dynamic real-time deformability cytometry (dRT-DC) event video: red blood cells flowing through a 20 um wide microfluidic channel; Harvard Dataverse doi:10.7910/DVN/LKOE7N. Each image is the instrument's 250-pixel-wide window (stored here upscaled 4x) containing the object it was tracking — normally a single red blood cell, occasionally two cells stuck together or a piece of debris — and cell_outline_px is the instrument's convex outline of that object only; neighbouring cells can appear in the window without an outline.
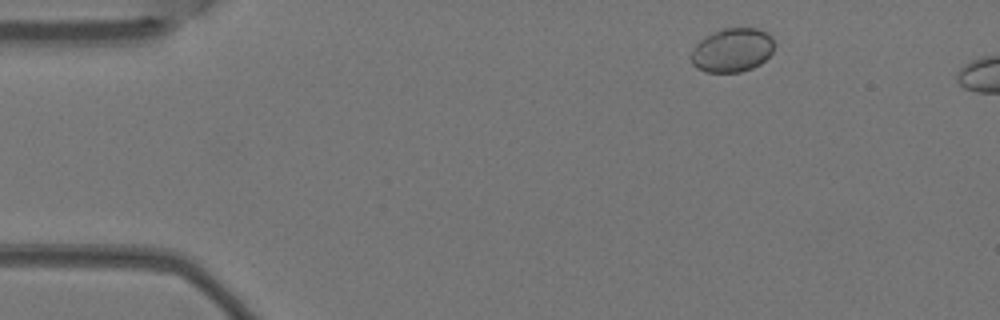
{"species": "Egyptian fruit bat (a non-hibernating species)", "species_latin": "Rousettus aegyptiacus", "temperature_condition": "warm", "stored_images_in_passage": 12, "camera_frame_rate_fps": 3000, "um_per_image_px": 0.085, "animal": {"sex": "female"}, "frame": {"image": 1, "passage_image": 1, "time_ms": 0.0, "image_size_px": [1000, 320], "cell_outline_px": [[776, 44], [772, 52], [760, 64], [752, 68], [740, 72], [704, 72], [696, 68], [692, 64], [692, 52], [696, 44], [700, 40], [724, 28], [756, 28], [768, 32], [772, 36]], "centroid_in_image_um": [62.28, 4.26], "position_along_channel_um": 22.7, "area_um2": 21.27}}
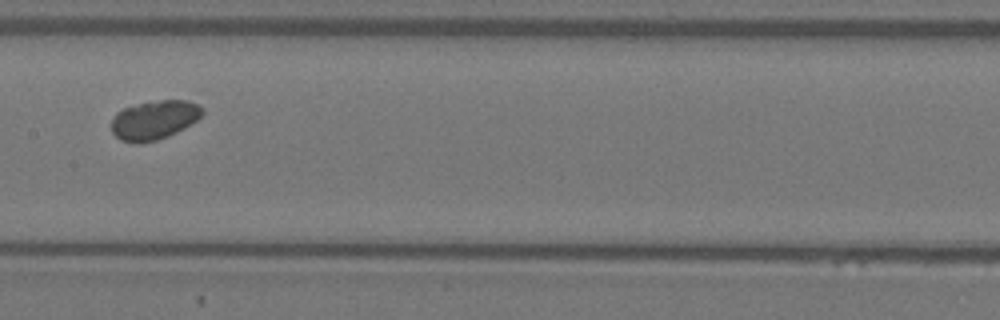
{"frame": {"image": 2, "passage_image": 6, "time_ms": 1.667, "image_size_px": [1000, 320], "cell_outline_px": [[204, 112], [196, 120], [184, 128], [168, 136], [156, 140], [140, 144], [136, 144], [120, 140], [112, 132], [112, 120], [116, 112], [124, 108], [140, 104], [160, 100], [188, 100], [196, 104]], "centroid_in_image_um": [13.08, 10.22], "position_along_channel_um": 194.3, "area_um2": 20.46}}
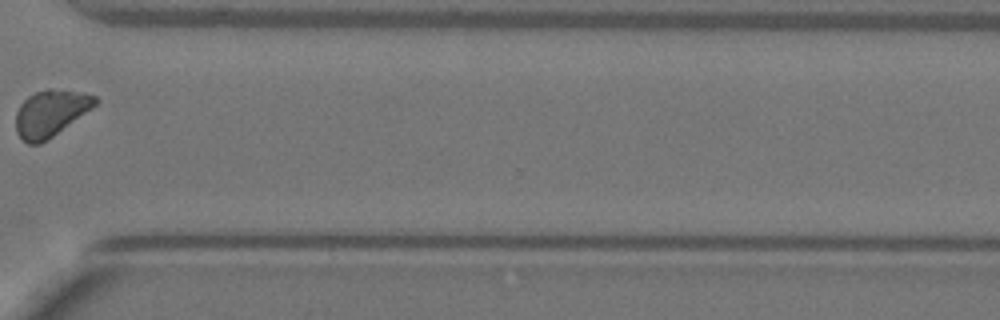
{"frame": {"image": 3, "passage_image": 10, "time_ms": 3.0, "image_size_px": [1000, 320], "cell_outline_px": [[100, 100], [92, 108], [48, 140], [40, 144], [28, 144], [16, 132], [16, 112], [20, 104], [28, 96], [44, 88], [52, 88], [84, 92], [96, 96]], "centroid_in_image_um": [4.31, 9.6], "position_along_channel_um": 366.3, "area_um2": 21.68}}